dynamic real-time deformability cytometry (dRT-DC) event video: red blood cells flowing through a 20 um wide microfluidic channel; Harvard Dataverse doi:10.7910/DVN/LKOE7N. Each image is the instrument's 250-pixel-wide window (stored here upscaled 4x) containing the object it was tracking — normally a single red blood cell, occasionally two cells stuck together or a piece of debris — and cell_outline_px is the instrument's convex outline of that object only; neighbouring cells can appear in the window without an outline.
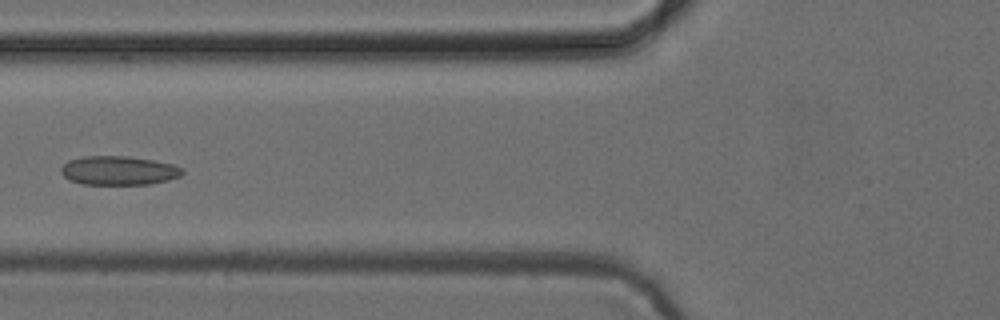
{"species": "common noctule bat (a hibernating species)", "species_latin": "Nyctalus noctula", "temperature_condition": "cold", "stored_images_in_passage": 6, "camera_frame_rate_fps": 3000, "um_per_image_px": 0.085, "animal": {"sex": "female", "body_mass_g": 24.6, "forearm_length_mm": 56.2}, "frame": {"image": 1, "passage_image": 6, "time_ms": 5.667, "image_size_px": [1000, 320], "cell_outline_px": [[184, 172], [180, 176], [168, 180], [148, 184], [84, 184], [68, 180], [60, 172], [60, 168], [68, 160], [84, 156], [128, 156], [152, 160], [172, 164], [184, 168]], "centroid_in_image_um": [10.07, 14.49], "position_along_channel_um": 115.7, "area_um2": 20.52}}